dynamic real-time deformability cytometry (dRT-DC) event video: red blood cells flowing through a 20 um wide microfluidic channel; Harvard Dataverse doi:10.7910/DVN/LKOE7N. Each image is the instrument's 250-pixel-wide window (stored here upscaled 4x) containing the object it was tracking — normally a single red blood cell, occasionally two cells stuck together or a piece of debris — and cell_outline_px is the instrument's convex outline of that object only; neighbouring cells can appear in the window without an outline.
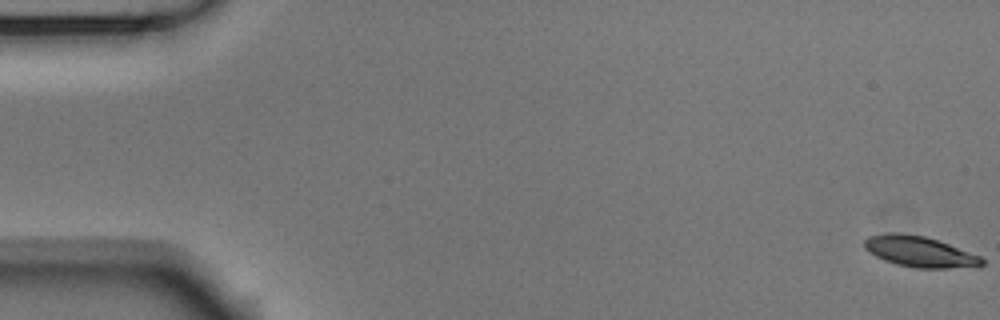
{"species": "Egyptian fruit bat (a non-hibernating species)", "species_latin": "Rousettus aegyptiacus", "temperature_condition": "room temperature", "stored_images_in_passage": 4, "camera_frame_rate_fps": 3000, "um_per_image_px": 0.085, "animal": {"sex": "male"}, "frame": {"image": 1, "passage_image": 1, "time_ms": 0.0, "image_size_px": [1000, 320], "cell_outline_px": [[984, 264], [976, 268], [916, 268], [896, 264], [884, 260], [876, 256], [864, 248], [864, 240], [868, 236], [884, 232], [900, 232], [924, 236], [948, 244], [980, 256], [984, 260]], "centroid_in_image_um": [78.17, 21.39], "position_along_channel_um": 6.8, "area_um2": 21.27}}